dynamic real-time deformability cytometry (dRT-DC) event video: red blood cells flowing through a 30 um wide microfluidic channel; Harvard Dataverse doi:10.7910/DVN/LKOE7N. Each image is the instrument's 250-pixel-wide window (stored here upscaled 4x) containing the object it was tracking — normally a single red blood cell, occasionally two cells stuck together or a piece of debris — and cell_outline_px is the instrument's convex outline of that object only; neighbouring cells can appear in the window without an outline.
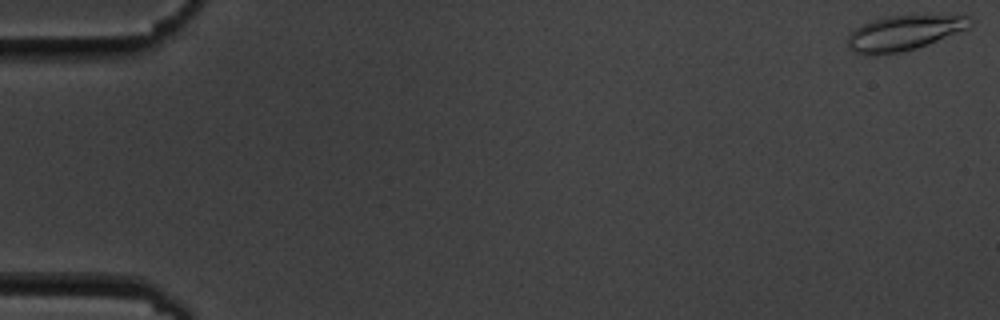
{"species": "common noctule bat (a hibernating species)", "species_latin": "Nyctalus noctula", "temperature_condition": "cold", "stored_images_in_passage": 5, "camera_frame_rate_fps": 3000, "um_per_image_px": 0.085, "animal": {"sex": "male", "body_mass_g": 19.5, "forearm_length_mm": 54.6}, "frame": {"image": 1, "passage_image": 1, "time_ms": 0.0, "image_size_px": [1000, 320], "cell_outline_px": [[976, 20], [968, 28], [916, 48], [900, 52], [852, 52], [848, 48], [848, 36], [856, 28], [872, 20], [888, 16], [964, 12], [972, 16]], "centroid_in_image_um": [77.04, 2.69], "position_along_channel_um": 8.0, "area_um2": 25.2}}